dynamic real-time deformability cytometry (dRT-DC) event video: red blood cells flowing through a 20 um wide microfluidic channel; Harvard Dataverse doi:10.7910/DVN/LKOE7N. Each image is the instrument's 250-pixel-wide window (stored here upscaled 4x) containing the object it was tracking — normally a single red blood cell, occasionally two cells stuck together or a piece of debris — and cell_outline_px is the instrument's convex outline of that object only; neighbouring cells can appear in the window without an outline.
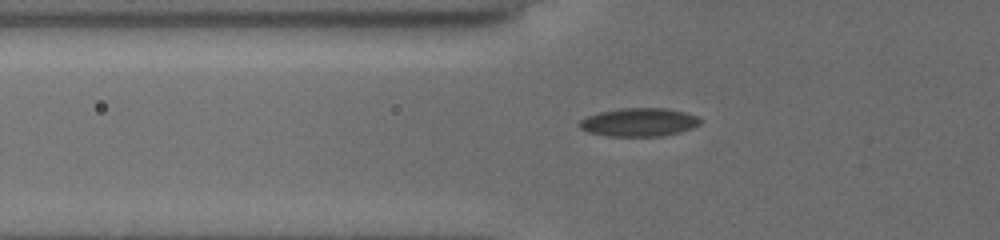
{"species": "common noctule bat (a hibernating species)", "species_latin": "Nyctalus noctula", "temperature_condition": "cold", "stored_images_in_passage": 39, "camera_frame_rate_fps": 3000, "um_per_image_px": 0.085, "animal": {"sex": "female", "body_mass_g": 19.5, "forearm_length_mm": 54.1}, "frame": {"image": 1, "passage_image": 5, "time_ms": 1.333, "image_size_px": [1000, 240], "cell_outline_px": [[700, 124], [692, 128], [680, 132], [660, 136], [608, 136], [588, 132], [580, 128], [576, 124], [580, 120], [588, 116], [600, 112], [624, 108], [664, 108], [684, 112], [696, 116], [700, 120]], "centroid_in_image_um": [54.28, 10.39], "position_along_channel_um": 71.5, "area_um2": 19.83}}
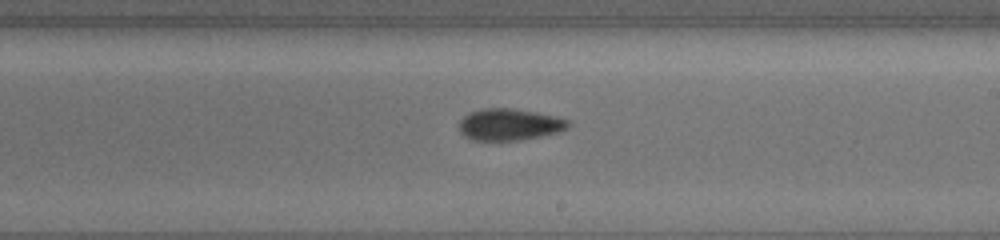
{"frame": {"image": 2, "passage_image": 19, "time_ms": 6.0, "image_size_px": [1000, 240], "cell_outline_px": [[568, 128], [560, 132], [520, 140], [472, 140], [464, 136], [460, 132], [460, 120], [468, 112], [480, 108], [512, 108], [536, 112], [568, 120]], "centroid_in_image_um": [43.26, 10.58], "position_along_channel_um": 245.7, "area_um2": 20.11}}
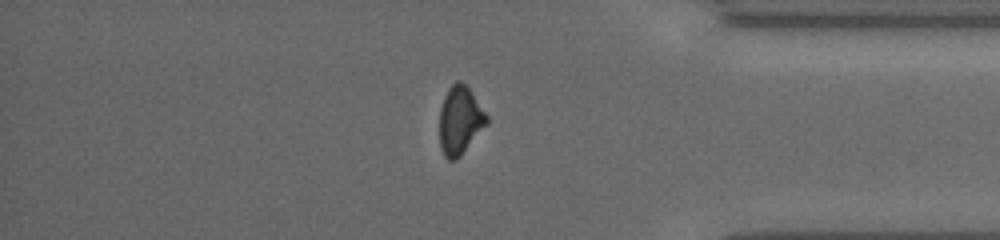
{"frame": {"image": 3, "passage_image": 32, "time_ms": 10.333, "image_size_px": [1000, 240], "cell_outline_px": [[488, 124], [460, 156], [456, 160], [448, 160], [444, 156], [440, 148], [440, 108], [444, 96], [448, 88], [456, 80], [460, 80], [472, 92], [488, 116]], "centroid_in_image_um": [39.1, 10.23], "position_along_channel_um": 396.1, "area_um2": 18.84}}